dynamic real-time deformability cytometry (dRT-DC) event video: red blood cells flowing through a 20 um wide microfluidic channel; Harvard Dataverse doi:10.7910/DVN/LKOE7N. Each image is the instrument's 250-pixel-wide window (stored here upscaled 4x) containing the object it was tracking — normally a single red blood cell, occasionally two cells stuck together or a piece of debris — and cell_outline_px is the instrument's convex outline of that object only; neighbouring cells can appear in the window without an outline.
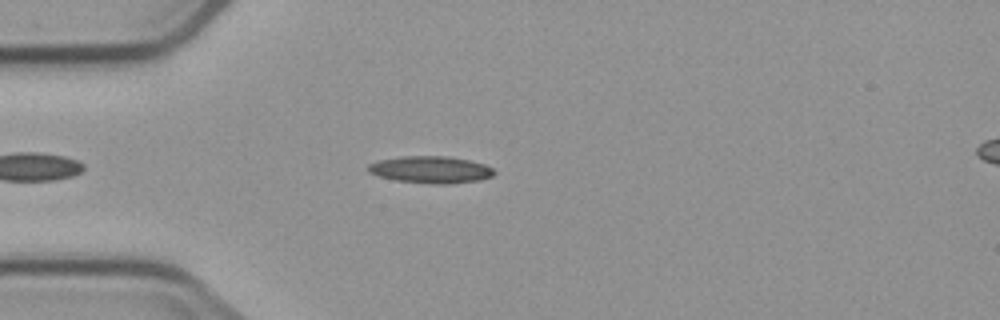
{"species": "common noctule bat (a hibernating species)", "species_latin": "Nyctalus noctula", "temperature_condition": "cold", "stored_images_in_passage": 3, "camera_frame_rate_fps": 3000, "um_per_image_px": 0.085, "animal": {"sex": "male", "body_mass_g": 23.1, "forearm_length_mm": 52.7}, "frame": {"image": 1, "passage_image": 3, "time_ms": 2.667, "image_size_px": [1000, 320], "cell_outline_px": [[496, 172], [492, 176], [480, 180], [448, 184], [432, 184], [396, 180], [380, 176], [368, 172], [368, 164], [380, 160], [400, 156], [448, 156], [468, 160], [484, 164], [492, 168]], "centroid_in_image_um": [36.62, 14.42], "position_along_channel_um": 48.4, "area_um2": 19.77}}